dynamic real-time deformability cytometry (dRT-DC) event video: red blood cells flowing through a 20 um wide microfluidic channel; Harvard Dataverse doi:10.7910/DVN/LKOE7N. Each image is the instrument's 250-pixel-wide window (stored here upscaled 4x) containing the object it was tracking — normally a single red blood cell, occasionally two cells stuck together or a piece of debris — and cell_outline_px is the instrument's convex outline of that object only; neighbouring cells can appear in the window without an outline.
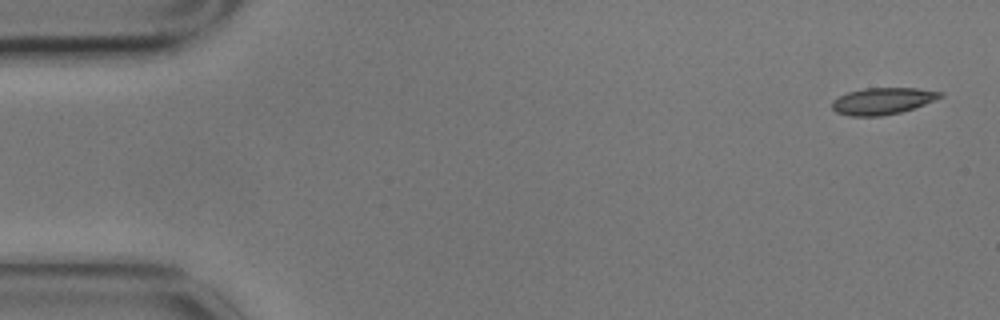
{"species": "common noctule bat (a hibernating species)", "species_latin": "Nyctalus noctula", "temperature_condition": "cold", "stored_images_in_passage": 5, "camera_frame_rate_fps": 3000, "um_per_image_px": 0.085, "animal": {"sex": "male", "body_mass_g": 17.9}, "frame": {"image": 1, "passage_image": 1, "time_ms": 0.0, "image_size_px": [1000, 320], "cell_outline_px": [[944, 96], [924, 104], [900, 112], [880, 116], [848, 116], [836, 112], [832, 108], [832, 100], [848, 92], [864, 88], [916, 88], [944, 92]], "centroid_in_image_um": [75.01, 8.58], "position_along_channel_um": 10.0, "area_um2": 16.76}}
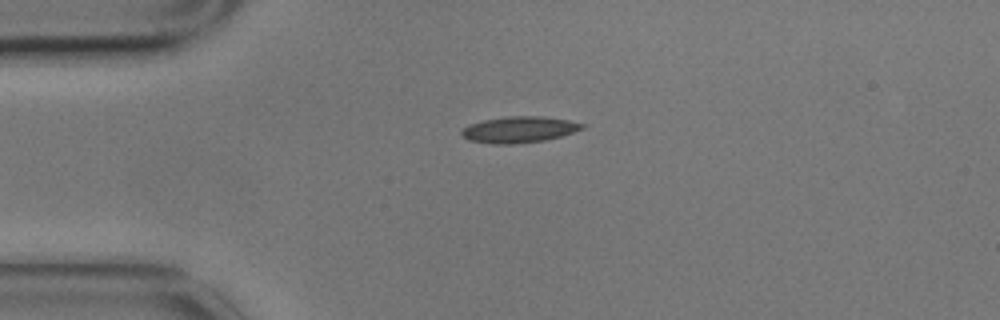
{"frame": {"image": 2, "passage_image": 4, "time_ms": 1.0, "image_size_px": [1000, 320], "cell_outline_px": [[588, 124], [584, 128], [560, 136], [544, 140], [512, 144], [492, 144], [468, 140], [460, 136], [460, 132], [468, 124], [484, 120], [508, 116], [544, 116], [568, 120]], "centroid_in_image_um": [44.1, 11.01], "position_along_channel_um": 40.9, "area_um2": 18.5}}